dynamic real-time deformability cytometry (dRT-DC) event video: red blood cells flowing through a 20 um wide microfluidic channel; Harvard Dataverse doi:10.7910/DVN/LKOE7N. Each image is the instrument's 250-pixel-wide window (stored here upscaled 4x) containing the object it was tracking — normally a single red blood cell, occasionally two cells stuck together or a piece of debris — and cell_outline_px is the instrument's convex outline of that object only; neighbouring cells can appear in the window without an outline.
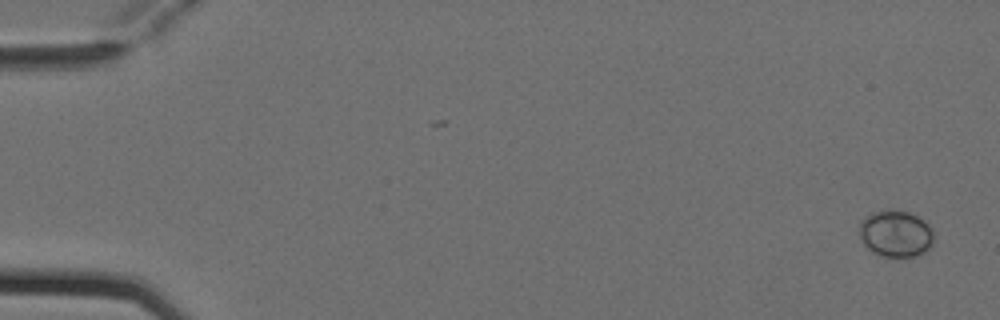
{"species": "Egyptian fruit bat (a non-hibernating species)", "species_latin": "Rousettus aegyptiacus", "temperature_condition": "cold", "stored_images_in_passage": 5, "camera_frame_rate_fps": 3000, "um_per_image_px": 0.085, "animal": {"sex": "female"}, "frame": {"image": 1, "passage_image": 1, "time_ms": 0.0, "image_size_px": [1000, 320], "cell_outline_px": [[932, 244], [924, 252], [916, 256], [880, 256], [872, 252], [860, 240], [860, 220], [864, 216], [872, 212], [884, 208], [892, 208], [908, 212], [924, 220], [928, 224], [932, 232]], "centroid_in_image_um": [76.08, 19.82], "position_along_channel_um": 8.9, "area_um2": 20.46}}
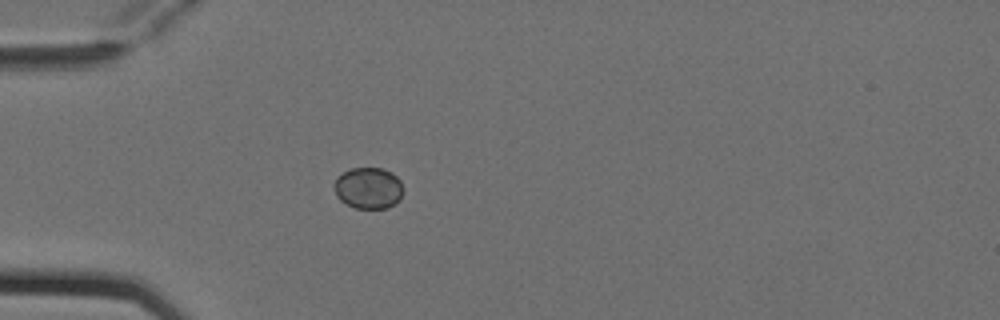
{"frame": {"image": 2, "passage_image": 5, "time_ms": 1.333, "image_size_px": [1000, 320], "cell_outline_px": [[404, 192], [400, 200], [388, 208], [356, 208], [340, 200], [336, 196], [332, 184], [336, 176], [348, 168], [384, 168], [392, 172], [400, 180], [404, 188]], "centroid_in_image_um": [31.31, 15.97], "position_along_channel_um": 53.7, "area_um2": 17.11}}